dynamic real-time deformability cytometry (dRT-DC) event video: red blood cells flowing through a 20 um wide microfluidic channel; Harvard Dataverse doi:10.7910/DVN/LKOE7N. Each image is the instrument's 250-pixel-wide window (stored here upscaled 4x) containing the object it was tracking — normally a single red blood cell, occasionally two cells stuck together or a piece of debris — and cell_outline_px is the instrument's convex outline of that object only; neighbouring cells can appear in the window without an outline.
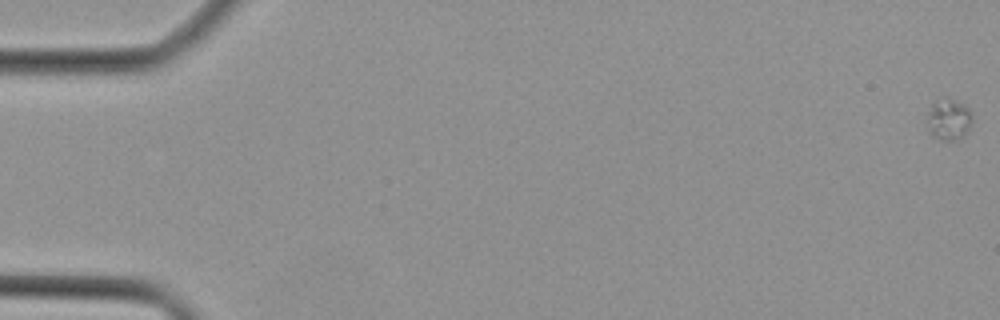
{"species": "Egyptian fruit bat (a non-hibernating species)", "species_latin": "Rousettus aegyptiacus", "temperature_condition": "cold", "stored_images_in_passage": 46, "camera_frame_rate_fps": 3000, "um_per_image_px": 0.085, "animal": {"sex": "female"}, "frame": {"image": 1, "passage_image": 1, "time_ms": 0.0, "image_size_px": [1000, 320], "cell_outline_px": [[972, 120], [964, 136], [956, 140], [940, 140], [924, 124], [928, 112], [932, 104], [944, 96], [948, 96], [964, 104], [972, 112]], "centroid_in_image_um": [80.63, 10.11], "position_along_channel_um": 4.4, "area_um2": 11.04}}
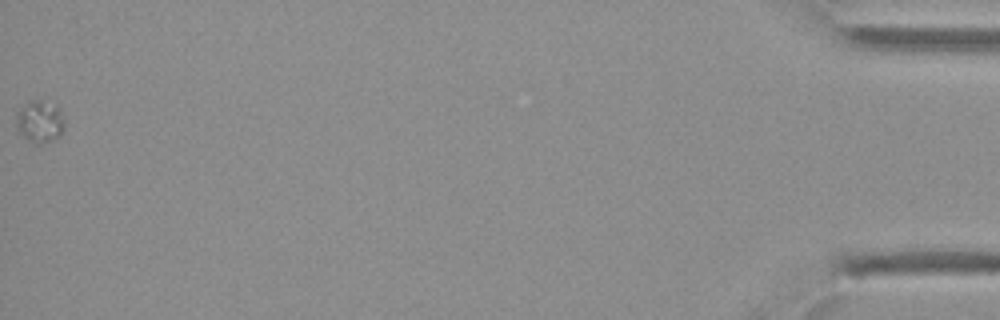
{"frame": {"image": 2, "passage_image": 46, "time_ms": 15.0, "image_size_px": [1000, 320], "cell_outline_px": [[64, 128], [60, 136], [52, 140], [40, 144], [36, 144], [28, 140], [20, 132], [16, 124], [16, 112], [28, 100], [40, 100], [56, 104], [60, 108], [64, 124]], "centroid_in_image_um": [3.39, 10.31], "position_along_channel_um": 431.8, "area_um2": 11.96}}